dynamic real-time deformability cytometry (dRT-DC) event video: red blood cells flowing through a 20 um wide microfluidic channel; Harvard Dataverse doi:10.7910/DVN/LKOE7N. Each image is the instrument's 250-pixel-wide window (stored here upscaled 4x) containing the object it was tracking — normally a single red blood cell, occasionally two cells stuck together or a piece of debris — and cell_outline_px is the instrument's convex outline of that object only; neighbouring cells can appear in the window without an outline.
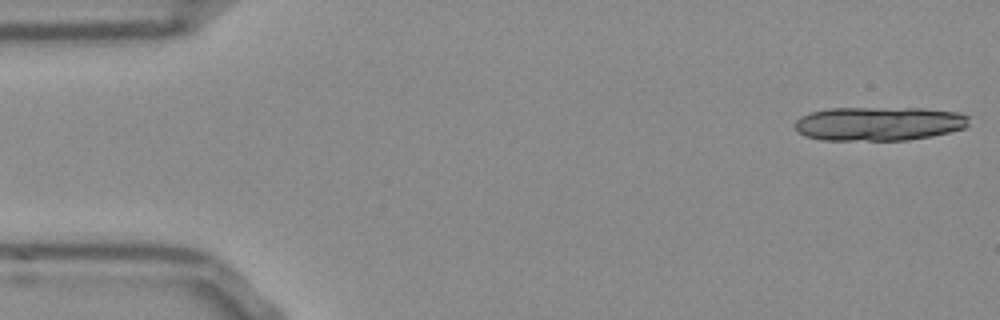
{"species": "Egyptian fruit bat (a non-hibernating species)", "species_latin": "Rousettus aegyptiacus", "temperature_condition": "room temperature", "stored_images_in_passage": 13, "camera_frame_rate_fps": 3000, "um_per_image_px": 0.085, "frame": {"image": 1, "passage_image": 1, "time_ms": 0.0, "image_size_px": [1000, 320], "cell_outline_px": [[968, 128], [932, 136], [908, 140], [820, 140], [804, 136], [796, 128], [796, 120], [800, 116], [808, 112], [828, 108], [924, 108], [960, 112], [968, 116]], "centroid_in_image_um": [74.73, 10.51], "position_along_channel_um": 10.3, "area_um2": 34.85}}